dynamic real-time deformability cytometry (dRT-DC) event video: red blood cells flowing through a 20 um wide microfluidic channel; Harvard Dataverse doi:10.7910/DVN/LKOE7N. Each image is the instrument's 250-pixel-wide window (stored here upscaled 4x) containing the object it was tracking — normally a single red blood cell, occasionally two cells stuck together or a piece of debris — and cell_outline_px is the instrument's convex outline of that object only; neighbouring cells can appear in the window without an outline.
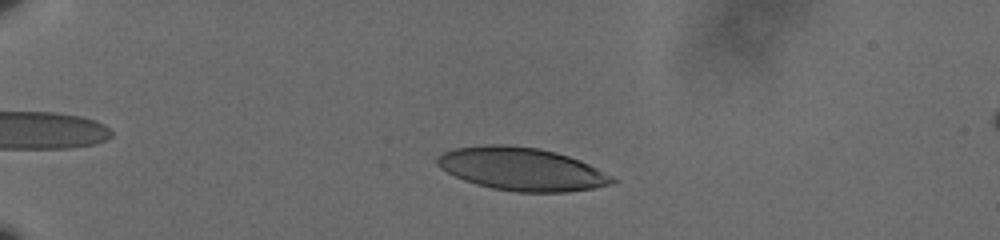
{"species": "human", "species_latin": "Homo sapiens", "temperature_condition": "cold", "stored_images_in_passage": 55, "camera_frame_rate_fps": 3000, "um_per_image_px": 0.085, "donor": {"sex": "male"}, "frame": {"image": 1, "passage_image": 13, "time_ms": 4.0, "image_size_px": [1000, 240], "cell_outline_px": [[616, 180], [612, 184], [592, 188], [568, 192], [516, 192], [492, 188], [476, 184], [464, 180], [440, 168], [436, 164], [436, 156], [444, 152], [456, 148], [492, 144], [504, 144], [540, 148], [568, 156], [580, 160], [612, 176]], "centroid_in_image_um": [44.33, 14.37], "position_along_channel_um": 40.7, "area_um2": 43.64}}
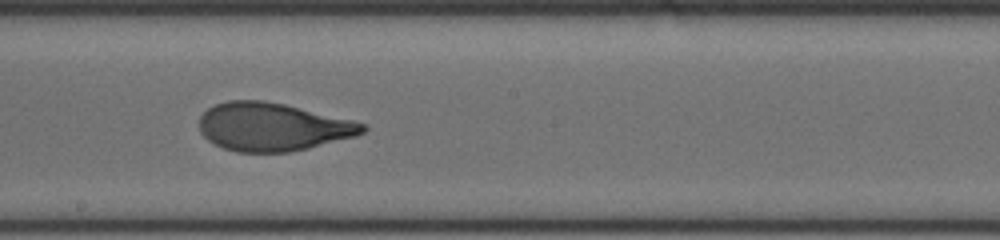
{"frame": {"image": 2, "passage_image": 34, "time_ms": 11.0, "image_size_px": [1000, 240], "cell_outline_px": [[368, 128], [364, 132], [356, 136], [308, 148], [288, 152], [236, 152], [224, 148], [208, 140], [200, 132], [200, 116], [208, 108], [216, 104], [228, 100], [264, 100], [284, 104], [352, 120], [364, 124]], "centroid_in_image_um": [23.16, 10.78], "position_along_channel_um": 225.0, "area_um2": 45.6}}
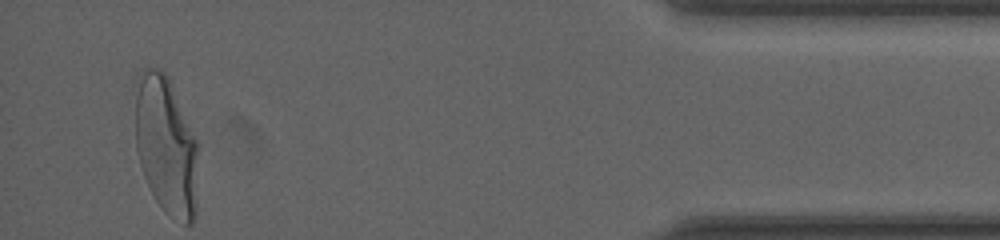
{"frame": {"image": 3, "passage_image": 55, "time_ms": 18.0, "image_size_px": [1000, 240], "cell_outline_px": [[196, 220], [192, 224], [184, 224], [172, 220], [160, 208], [144, 176], [140, 164], [136, 148], [136, 96], [140, 72], [144, 68], [156, 68], [164, 72], [168, 76], [196, 140]], "centroid_in_image_um": [14.11, 12.45], "position_along_channel_um": 421.1, "area_um2": 50.4}, "authors_computed_cell_mechanics": {"area_um2": 45.8932, "velocity_mm_per_s": 3.5771, "shape_relaxation_time_tau1_ms": 4.0593, "shape_relaxation_time_tau2_ms": 0.839, "deformation_change_tau1": 0.1882, "deformation_change_tau2": 0.0712}}